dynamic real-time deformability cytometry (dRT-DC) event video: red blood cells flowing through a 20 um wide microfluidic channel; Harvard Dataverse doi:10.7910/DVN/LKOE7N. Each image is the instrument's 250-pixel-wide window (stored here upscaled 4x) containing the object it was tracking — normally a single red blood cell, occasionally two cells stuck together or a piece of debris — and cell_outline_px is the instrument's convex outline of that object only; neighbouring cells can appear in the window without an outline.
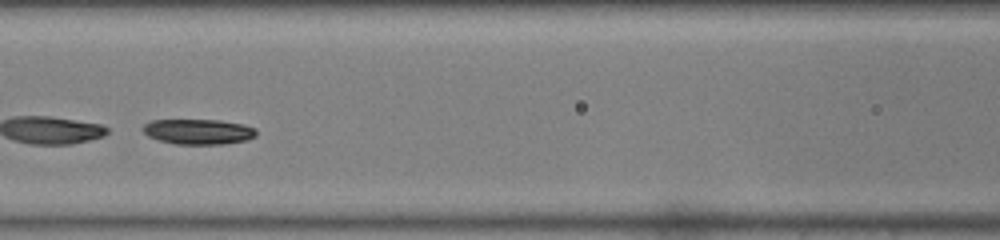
{"species": "common noctule bat (a hibernating species)", "species_latin": "Nyctalus noctula", "temperature_condition": "warm", "stored_images_in_passage": 34, "camera_frame_rate_fps": 3000, "um_per_image_px": 0.085, "animal": {"sex": "male", "body_mass_g": 19.0, "forearm_length_mm": 50.8}, "frame": {"image": 1, "passage_image": 14, "time_ms": 4.333, "image_size_px": [1000, 240], "cell_outline_px": [[256, 136], [248, 140], [224, 144], [176, 144], [160, 140], [148, 136], [140, 128], [144, 124], [152, 120], [220, 120], [244, 124], [256, 128]], "centroid_in_image_um": [16.88, 11.19], "position_along_channel_um": 149.7, "area_um2": 16.82}}
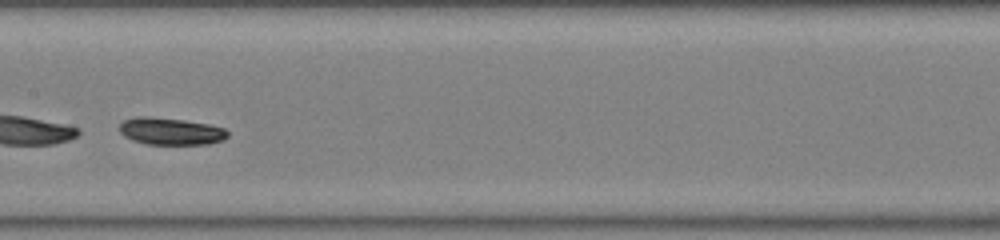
{"frame": {"image": 2, "passage_image": 17, "time_ms": 5.333, "image_size_px": [1000, 240], "cell_outline_px": [[228, 136], [224, 140], [208, 144], [148, 144], [132, 140], [124, 136], [120, 132], [120, 124], [124, 120], [136, 116], [148, 116], [184, 120], [208, 124], [224, 128], [228, 132]], "centroid_in_image_um": [14.51, 11.15], "position_along_channel_um": 192.9, "area_um2": 17.11}}
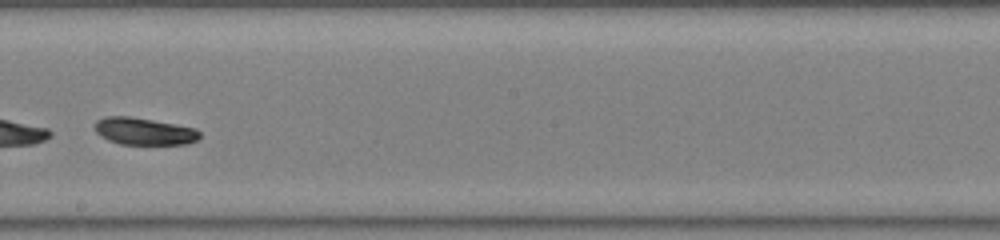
{"frame": {"image": 3, "passage_image": 20, "time_ms": 6.333, "image_size_px": [1000, 240], "cell_outline_px": [[200, 136], [196, 140], [188, 144], [120, 144], [108, 140], [100, 136], [96, 132], [92, 124], [96, 120], [104, 116], [128, 116], [176, 124], [196, 128], [200, 132]], "centroid_in_image_um": [12.2, 11.15], "position_along_channel_um": 236.0, "area_um2": 16.76}, "authors_computed_cell_mechanics": {"area_um2": 17.3111, "velocity_mm_per_s": 4.3182, "shape_relaxation_time_tau1_ms": 4.7176, "shape_relaxation_time_tau2_ms": 2.5063, "deformation_change_tau1": 0.145, "deformation_change_tau2": 0.0555}}